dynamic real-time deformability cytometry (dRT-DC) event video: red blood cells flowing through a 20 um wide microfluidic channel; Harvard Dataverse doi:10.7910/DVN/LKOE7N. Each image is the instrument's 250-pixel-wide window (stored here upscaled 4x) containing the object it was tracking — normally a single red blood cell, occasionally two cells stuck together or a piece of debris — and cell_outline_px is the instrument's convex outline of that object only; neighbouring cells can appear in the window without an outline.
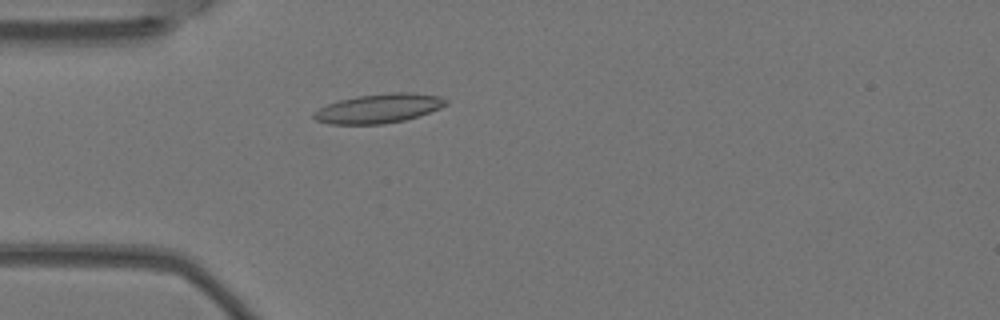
{"species": "Egyptian fruit bat (a non-hibernating species)", "species_latin": "Rousettus aegyptiacus", "temperature_condition": "warm", "stored_images_in_passage": 5, "camera_frame_rate_fps": 3000, "um_per_image_px": 0.085, "animal": {"sex": "female"}, "frame": {"image": 1, "passage_image": 5, "time_ms": 1.333, "image_size_px": [1000, 320], "cell_outline_px": [[448, 104], [440, 108], [404, 120], [384, 124], [328, 124], [316, 120], [312, 116], [312, 112], [328, 104], [340, 100], [356, 96], [392, 92], [412, 92], [440, 96], [448, 100]], "centroid_in_image_um": [32.19, 9.21], "position_along_channel_um": 52.8, "area_um2": 22.48}}